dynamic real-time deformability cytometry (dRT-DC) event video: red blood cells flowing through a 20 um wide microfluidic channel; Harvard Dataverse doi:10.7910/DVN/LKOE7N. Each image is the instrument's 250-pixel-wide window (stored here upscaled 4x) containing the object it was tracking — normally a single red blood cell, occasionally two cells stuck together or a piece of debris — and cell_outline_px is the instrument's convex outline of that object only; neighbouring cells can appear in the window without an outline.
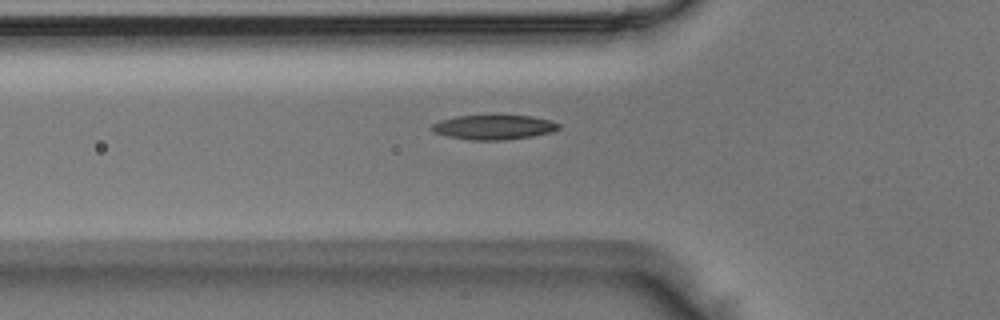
{"species": "Egyptian fruit bat (a non-hibernating species)", "species_latin": "Rousettus aegyptiacus", "temperature_condition": "room temperature", "stored_images_in_passage": 37, "camera_frame_rate_fps": 3000, "um_per_image_px": 0.085, "animal": {"sex": "male"}, "frame": {"image": 1, "passage_image": 4, "time_ms": 1.0, "image_size_px": [1000, 320], "cell_outline_px": [[560, 128], [552, 132], [532, 136], [504, 140], [472, 140], [448, 136], [436, 132], [428, 128], [432, 124], [440, 120], [456, 116], [532, 116], [548, 120], [560, 124]], "centroid_in_image_um": [41.96, 10.82], "position_along_channel_um": 83.8, "area_um2": 17.98}}
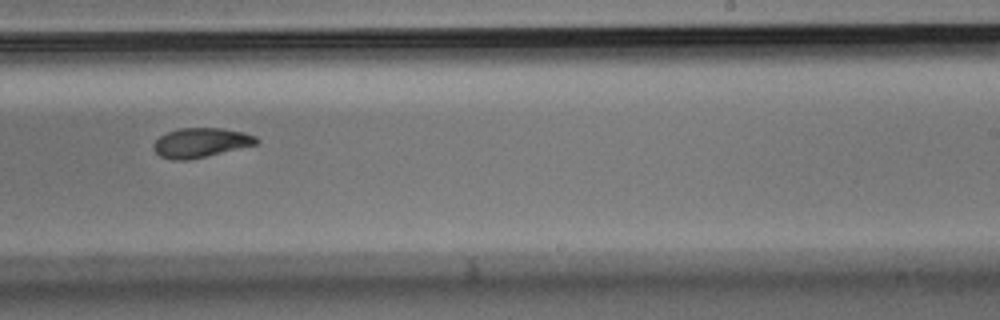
{"frame": {"image": 2, "passage_image": 18, "time_ms": 5.667, "image_size_px": [1000, 320], "cell_outline_px": [[260, 140], [256, 144], [188, 160], [172, 160], [160, 156], [152, 148], [152, 144], [160, 136], [168, 132], [180, 128], [224, 128], [244, 132], [256, 136]], "centroid_in_image_um": [17.05, 12.12], "position_along_channel_um": 272.0, "area_um2": 17.57}}
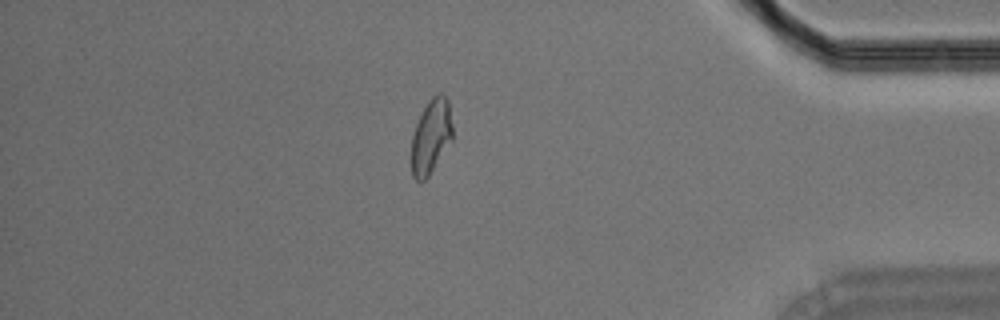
{"frame": {"image": 3, "passage_image": 30, "time_ms": 9.667, "image_size_px": [1000, 320], "cell_outline_px": [[452, 140], [428, 176], [424, 180], [416, 180], [412, 176], [412, 136], [416, 124], [428, 100], [436, 92], [440, 92], [448, 100], [452, 124]], "centroid_in_image_um": [36.64, 11.56], "position_along_channel_um": 398.6, "area_um2": 17.63}}